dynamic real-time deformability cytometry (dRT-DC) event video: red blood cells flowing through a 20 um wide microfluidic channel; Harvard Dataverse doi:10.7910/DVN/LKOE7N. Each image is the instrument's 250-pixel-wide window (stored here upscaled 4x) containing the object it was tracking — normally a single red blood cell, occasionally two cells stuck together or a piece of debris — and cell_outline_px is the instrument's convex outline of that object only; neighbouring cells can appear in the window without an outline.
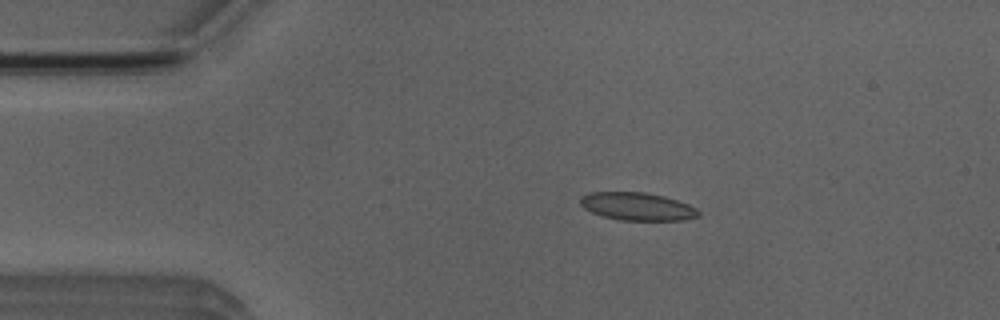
{"species": "Egyptian fruit bat (a non-hibernating species)", "species_latin": "Rousettus aegyptiacus", "temperature_condition": "room temperature", "stored_images_in_passage": 5, "camera_frame_rate_fps": 3000, "um_per_image_px": 0.085, "animal": {"sex": "male"}, "frame": {"image": 1, "passage_image": 2, "time_ms": 1.333, "image_size_px": [1000, 320], "cell_outline_px": [[700, 216], [684, 220], [620, 220], [604, 216], [592, 212], [584, 208], [580, 204], [580, 196], [588, 192], [644, 192], [664, 196], [688, 204], [696, 208], [700, 212]], "centroid_in_image_um": [54.16, 17.54], "position_along_channel_um": 30.8, "area_um2": 19.19}}
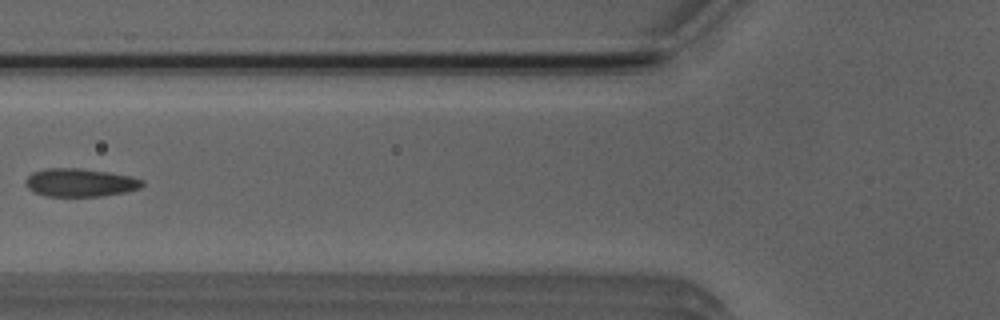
{"frame": {"image": 2, "passage_image": 5, "time_ms": 4.667, "image_size_px": [1000, 320], "cell_outline_px": [[144, 184], [140, 188], [124, 192], [104, 196], [44, 196], [32, 192], [24, 184], [28, 176], [32, 172], [48, 168], [80, 168], [108, 172], [132, 176], [144, 180]], "centroid_in_image_um": [6.8, 15.52], "position_along_channel_um": 119.0, "area_um2": 19.31}}